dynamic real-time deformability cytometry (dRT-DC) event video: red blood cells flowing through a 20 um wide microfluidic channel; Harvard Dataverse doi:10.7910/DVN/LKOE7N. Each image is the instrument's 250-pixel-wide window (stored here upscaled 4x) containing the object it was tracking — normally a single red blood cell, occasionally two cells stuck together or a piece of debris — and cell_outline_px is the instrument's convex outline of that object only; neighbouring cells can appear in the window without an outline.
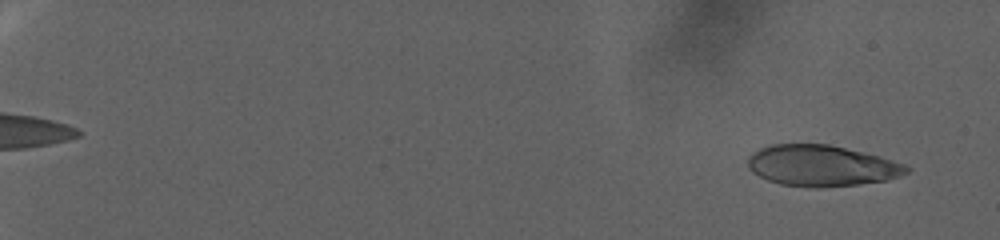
{"species": "human", "species_latin": "Homo sapiens", "temperature_condition": "warm", "stored_images_in_passage": 91, "camera_frame_rate_fps": 3000, "um_per_image_px": 0.085, "donor": {"sex": "female"}, "frame": {"image": 1, "passage_image": 3, "time_ms": 0.667, "image_size_px": [1000, 240], "cell_outline_px": [[912, 168], [908, 172], [900, 176], [888, 180], [856, 184], [820, 188], [816, 188], [780, 184], [768, 180], [752, 172], [748, 168], [748, 160], [760, 148], [772, 144], [828, 144], [880, 156], [904, 164]], "centroid_in_image_um": [69.86, 14.09], "position_along_channel_um": 15.1, "area_um2": 37.74}}
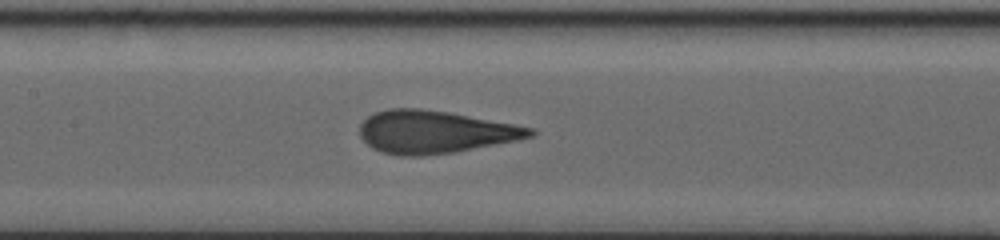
{"frame": {"image": 2, "passage_image": 50, "time_ms": 16.333, "image_size_px": [1000, 240], "cell_outline_px": [[536, 132], [532, 136], [516, 140], [456, 152], [420, 156], [400, 156], [380, 152], [372, 148], [360, 136], [360, 124], [368, 116], [376, 112], [388, 108], [420, 108], [448, 112], [512, 124], [532, 128]], "centroid_in_image_um": [36.9, 11.22], "position_along_channel_um": 170.5, "area_um2": 42.14}}
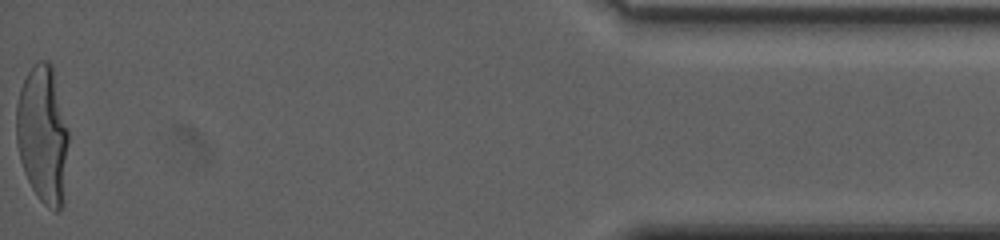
{"frame": {"image": 3, "passage_image": 91, "time_ms": 30.0, "image_size_px": [1000, 240], "cell_outline_px": [[68, 140], [64, 204], [56, 212], [48, 208], [40, 200], [32, 188], [24, 172], [20, 160], [16, 144], [16, 104], [20, 88], [28, 72], [36, 60], [48, 60], [52, 64], [68, 132]], "centroid_in_image_um": [3.63, 11.45], "position_along_channel_um": 431.6, "area_um2": 42.19}, "authors_computed_cell_mechanics": {"area_um2": 40.6912, "velocity_mm_per_s": 2.3898, "shape_relaxation_time_tau1_ms": 7.5977, "shape_relaxation_time_tau2_ms": null, "deformation_change_tau1": 0.2584, "deformation_change_tau2": null}}